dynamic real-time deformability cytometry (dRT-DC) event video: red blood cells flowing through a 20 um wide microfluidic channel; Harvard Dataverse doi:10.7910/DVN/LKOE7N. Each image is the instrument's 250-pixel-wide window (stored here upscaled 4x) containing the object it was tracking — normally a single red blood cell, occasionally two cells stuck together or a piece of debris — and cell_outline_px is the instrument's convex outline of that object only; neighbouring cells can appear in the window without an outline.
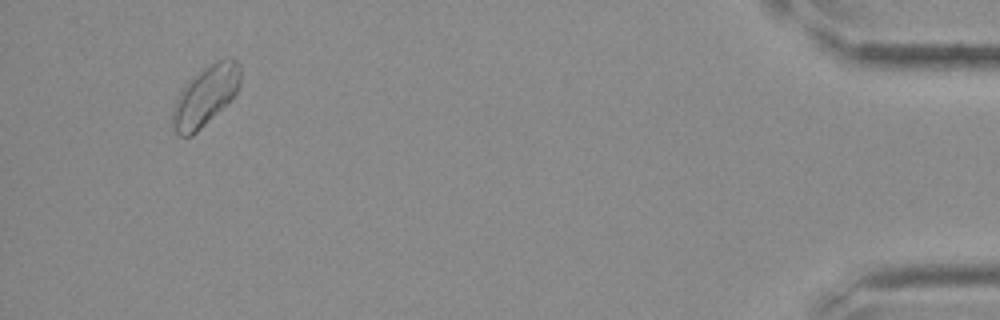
{"species": "Egyptian fruit bat (a non-hibernating species)", "species_latin": "Rousettus aegyptiacus", "temperature_condition": "cold", "stored_images_in_passage": 27, "camera_frame_rate_fps": 3000, "um_per_image_px": 0.085, "frame": {"image": 1, "passage_image": 27, "time_ms": 8.667, "image_size_px": [1000, 320], "cell_outline_px": [[240, 88], [192, 136], [180, 136], [172, 128], [172, 108], [180, 92], [204, 68], [216, 60], [228, 56], [232, 56], [240, 64]], "centroid_in_image_um": [17.47, 8.12], "position_along_channel_um": 417.7, "area_um2": 22.95}}